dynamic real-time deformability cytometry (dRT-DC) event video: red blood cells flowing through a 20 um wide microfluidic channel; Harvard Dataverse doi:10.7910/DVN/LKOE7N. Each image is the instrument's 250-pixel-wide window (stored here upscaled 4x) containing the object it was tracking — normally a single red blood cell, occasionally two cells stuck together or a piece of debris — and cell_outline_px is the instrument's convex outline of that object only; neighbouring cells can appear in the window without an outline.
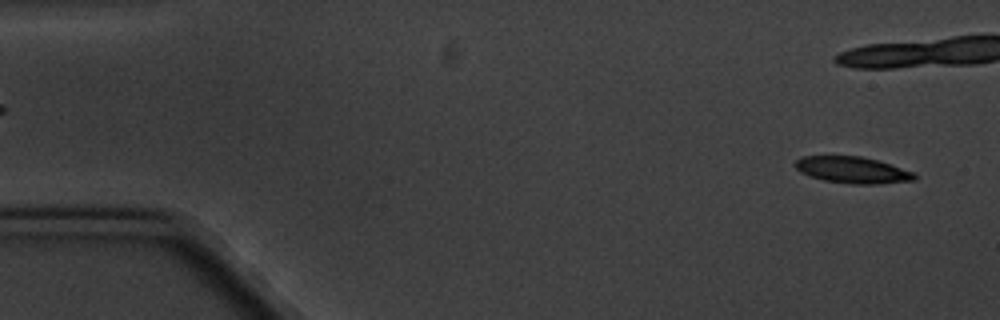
{"species": "common noctule bat (a hibernating species)", "species_latin": "Nyctalus noctula", "temperature_condition": "cold", "stored_images_in_passage": 17, "camera_frame_rate_fps": 3000, "um_per_image_px": 0.085, "animal": {"sex": "male", "body_mass_g": 20.1, "forearm_length_mm": 53.5}, "frame": {"image": 1, "passage_image": 1, "time_ms": 0.0, "image_size_px": [1000, 320], "cell_outline_px": [[916, 180], [880, 184], [852, 184], [824, 180], [800, 172], [792, 164], [796, 160], [804, 156], [860, 156], [876, 160], [912, 172], [916, 176]], "centroid_in_image_um": [72.43, 14.45], "position_along_channel_um": 12.6, "area_um2": 18.21}, "authors_computed_cell_mechanics": {"area_um2": 18.0914, "velocity_mm_per_s": 3.3504, "shape_relaxation_time_tau1_ms": 3.6677, "shape_relaxation_time_tau2_ms": null, "deformation_change_tau1": 0.1681, "deformation_change_tau2": null}}